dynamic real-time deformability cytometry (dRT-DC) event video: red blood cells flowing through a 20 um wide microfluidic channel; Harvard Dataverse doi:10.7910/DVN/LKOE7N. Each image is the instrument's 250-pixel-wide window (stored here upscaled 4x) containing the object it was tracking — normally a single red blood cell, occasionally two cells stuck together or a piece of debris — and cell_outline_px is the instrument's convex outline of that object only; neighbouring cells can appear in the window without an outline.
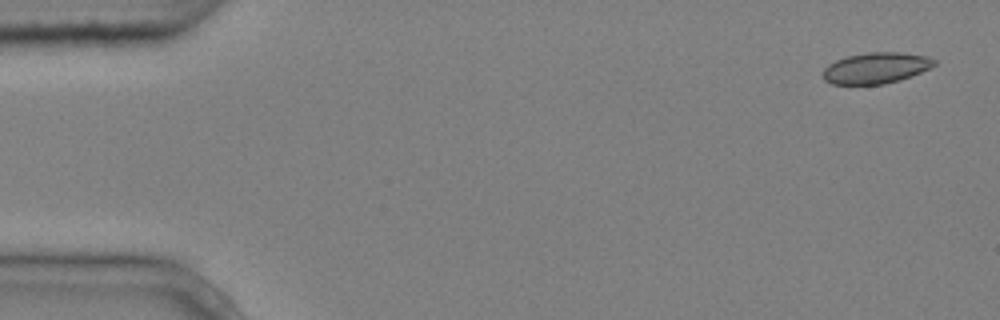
{"species": "common noctule bat (a hibernating species)", "species_latin": "Nyctalus noctula", "temperature_condition": "cold", "stored_images_in_passage": 5, "camera_frame_rate_fps": 3000, "um_per_image_px": 0.085, "animal": {"sex": "male", "body_mass_g": 20.4}, "frame": {"image": 1, "passage_image": 1, "time_ms": 0.0, "image_size_px": [1000, 320], "cell_outline_px": [[936, 64], [912, 76], [900, 80], [884, 84], [832, 84], [824, 80], [824, 68], [828, 64], [836, 60], [848, 56], [868, 52], [900, 52], [928, 56], [936, 60]], "centroid_in_image_um": [74.47, 5.77], "position_along_channel_um": 10.5, "area_um2": 20.06}}
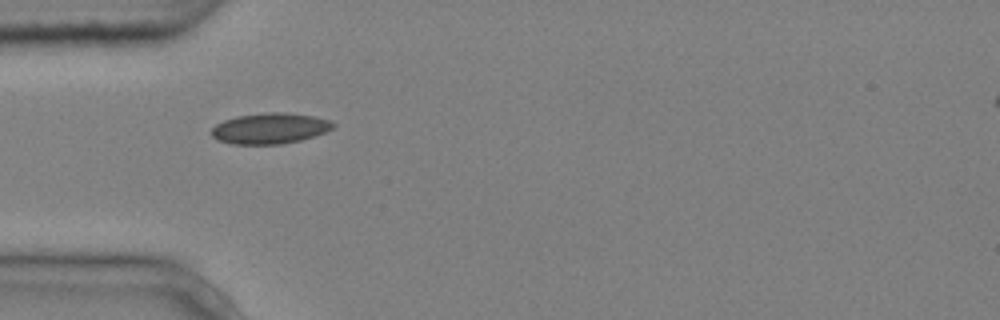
{"frame": {"image": 2, "passage_image": 4, "time_ms": 1.0, "image_size_px": [1000, 320], "cell_outline_px": [[336, 124], [332, 128], [316, 136], [300, 140], [280, 144], [232, 144], [216, 140], [208, 132], [216, 124], [224, 120], [236, 116], [268, 112], [284, 112], [312, 116], [332, 120]], "centroid_in_image_um": [22.92, 10.91], "position_along_channel_um": 62.1, "area_um2": 21.96}}
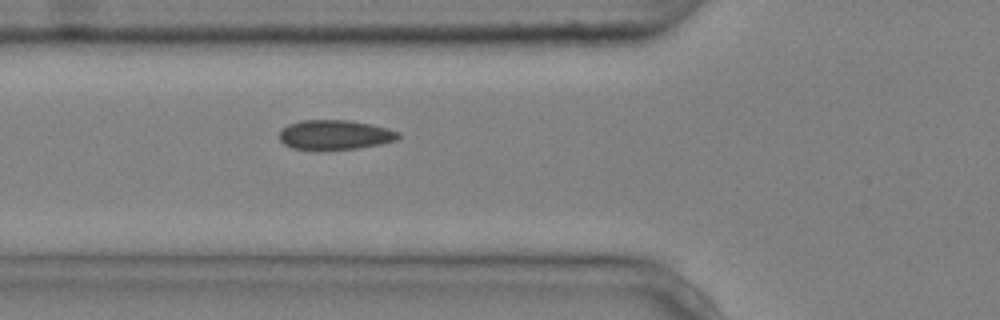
{"frame": {"image": 3, "passage_image": 5, "time_ms": 1.333, "image_size_px": [1000, 320], "cell_outline_px": [[400, 136], [396, 140], [380, 144], [360, 148], [320, 152], [292, 148], [284, 144], [280, 140], [280, 132], [288, 124], [300, 120], [348, 120], [372, 124], [388, 128], [400, 132]], "centroid_in_image_um": [28.46, 11.49], "position_along_channel_um": 97.3, "area_um2": 21.15}}